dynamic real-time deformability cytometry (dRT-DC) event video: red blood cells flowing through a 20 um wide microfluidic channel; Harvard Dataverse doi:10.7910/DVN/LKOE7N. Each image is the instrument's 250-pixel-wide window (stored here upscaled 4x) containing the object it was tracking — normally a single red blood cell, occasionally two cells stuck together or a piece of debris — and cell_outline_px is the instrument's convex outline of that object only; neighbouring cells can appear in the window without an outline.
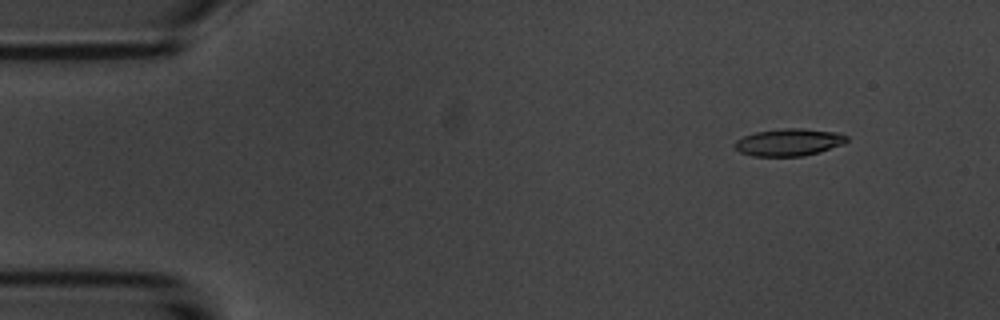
{"species": "common noctule bat (a hibernating species)", "species_latin": "Nyctalus noctula", "temperature_condition": "room temperature", "stored_images_in_passage": 4, "camera_frame_rate_fps": 3000, "um_per_image_px": 0.085, "animal": {"sex": "male", "body_mass_g": 20.1, "forearm_length_mm": 53.5}, "frame": {"image": 1, "passage_image": 1, "time_ms": 0.0, "image_size_px": [1000, 320], "cell_outline_px": [[848, 140], [844, 144], [820, 152], [804, 156], [752, 156], [740, 152], [732, 144], [736, 140], [744, 136], [756, 132], [784, 128], [804, 128], [840, 132], [848, 136]], "centroid_in_image_um": [67.09, 12.09], "position_along_channel_um": 17.9, "area_um2": 18.03}}
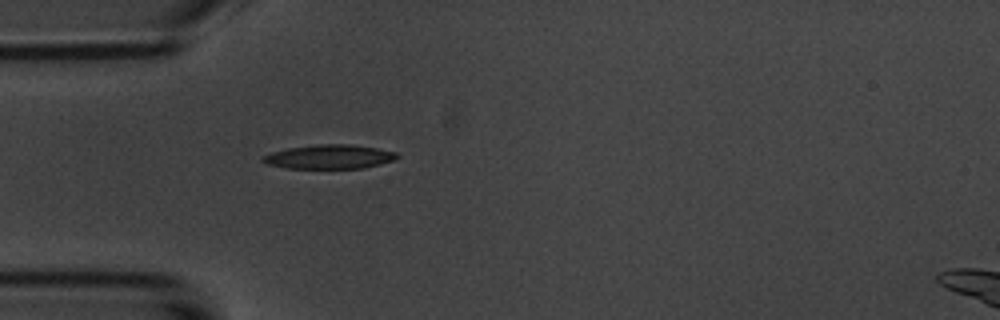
{"frame": {"image": 2, "passage_image": 4, "time_ms": 3.333, "image_size_px": [1000, 320], "cell_outline_px": [[400, 156], [392, 160], [380, 164], [364, 168], [288, 168], [268, 164], [260, 160], [260, 156], [272, 152], [288, 148], [316, 144], [348, 144], [376, 148], [396, 152]], "centroid_in_image_um": [27.97, 13.32], "position_along_channel_um": 57.0, "area_um2": 18.79}}